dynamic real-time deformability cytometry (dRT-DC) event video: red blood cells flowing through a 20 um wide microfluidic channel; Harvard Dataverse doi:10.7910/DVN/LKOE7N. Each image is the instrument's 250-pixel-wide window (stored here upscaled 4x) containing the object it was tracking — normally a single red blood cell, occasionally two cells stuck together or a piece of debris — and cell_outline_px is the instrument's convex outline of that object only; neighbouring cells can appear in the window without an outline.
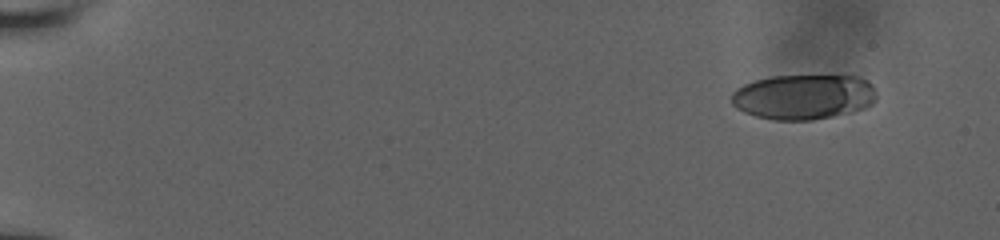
{"species": "human", "species_latin": "Homo sapiens", "temperature_condition": "room temperature", "stored_images_in_passage": 13, "camera_frame_rate_fps": 3000, "um_per_image_px": 0.085, "donor": {"sex": "male"}, "frame": {"image": 1, "passage_image": 1, "time_ms": 0.0, "image_size_px": [1000, 240], "cell_outline_px": [[876, 100], [872, 104], [864, 108], [852, 112], [812, 120], [776, 120], [756, 116], [744, 112], [736, 108], [728, 100], [732, 92], [736, 88], [744, 84], [756, 80], [772, 76], [860, 76], [872, 84], [876, 92]], "centroid_in_image_um": [68.28, 8.23], "position_along_channel_um": 16.7, "area_um2": 38.38}}
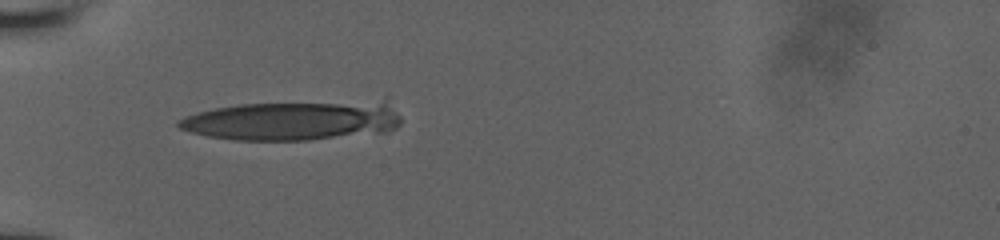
{"frame": {"image": 2, "passage_image": 9, "time_ms": 5.0, "image_size_px": [1000, 240], "cell_outline_px": [[400, 124], [396, 128], [384, 132], [308, 140], [236, 140], [208, 136], [192, 132], [180, 128], [176, 124], [176, 120], [184, 116], [196, 112], [216, 108], [240, 104], [384, 100], [400, 116]], "centroid_in_image_um": [24.9, 10.24], "position_along_channel_um": 60.1, "area_um2": 51.15}}